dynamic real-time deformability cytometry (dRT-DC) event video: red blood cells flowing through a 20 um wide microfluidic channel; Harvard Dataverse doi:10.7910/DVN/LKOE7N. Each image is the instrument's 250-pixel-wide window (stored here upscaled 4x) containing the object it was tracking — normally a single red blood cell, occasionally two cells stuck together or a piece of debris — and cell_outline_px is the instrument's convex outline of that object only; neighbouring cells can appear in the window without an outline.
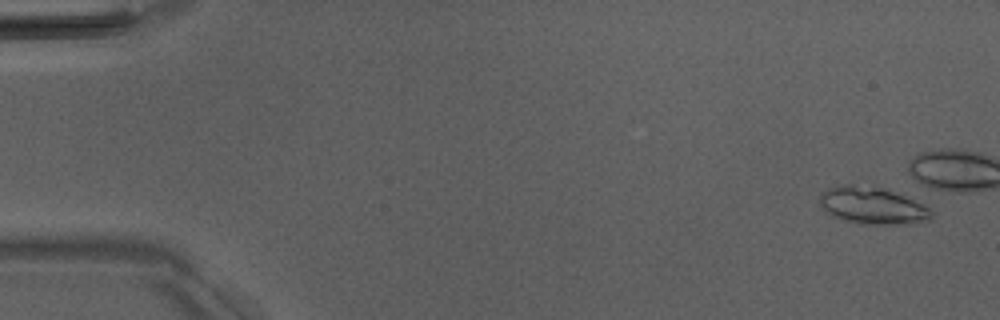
{"species": "Egyptian fruit bat (a non-hibernating species)", "species_latin": "Rousettus aegyptiacus", "temperature_condition": "room temperature", "stored_images_in_passage": 18, "camera_frame_rate_fps": 3000, "um_per_image_px": 0.085, "animal": {"sex": "male"}, "frame": {"image": 1, "passage_image": 3, "time_ms": 0.667, "image_size_px": [1000, 320], "cell_outline_px": [[932, 220], [904, 224], [860, 224], [844, 220], [832, 216], [824, 212], [820, 204], [820, 192], [828, 188], [844, 184], [852, 184], [880, 188], [904, 196], [924, 204], [932, 212]], "centroid_in_image_um": [74.12, 17.49], "position_along_channel_um": 10.9, "area_um2": 24.1}}